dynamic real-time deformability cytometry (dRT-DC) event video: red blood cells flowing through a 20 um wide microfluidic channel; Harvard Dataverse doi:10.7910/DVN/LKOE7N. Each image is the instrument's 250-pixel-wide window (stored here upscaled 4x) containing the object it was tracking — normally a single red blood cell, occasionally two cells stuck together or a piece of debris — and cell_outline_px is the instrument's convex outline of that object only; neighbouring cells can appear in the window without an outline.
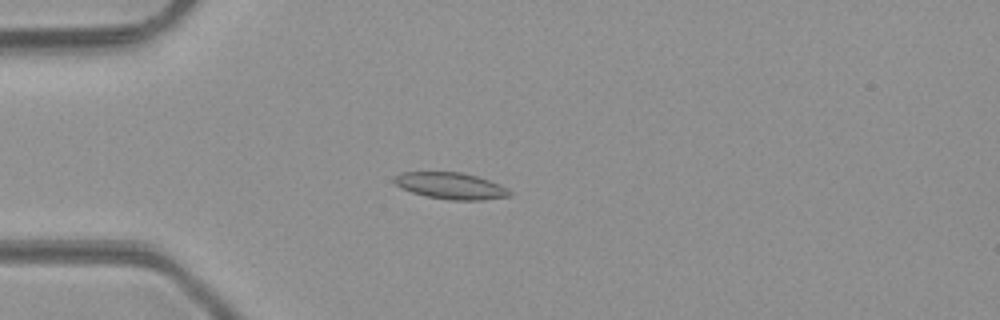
{"species": "common noctule bat (a hibernating species)", "species_latin": "Nyctalus noctula", "temperature_condition": "room temperature", "stored_images_in_passage": 48, "camera_frame_rate_fps": 3000, "um_per_image_px": 0.085, "animal": {"sex": "male", "body_mass_g": 23.1, "forearm_length_mm": 52.7}, "frame": {"image": 1, "passage_image": 13, "time_ms": 4.0, "image_size_px": [1000, 320], "cell_outline_px": [[512, 196], [480, 200], [448, 200], [428, 196], [412, 192], [400, 188], [392, 180], [392, 176], [400, 172], [460, 172], [476, 176], [500, 184], [508, 188], [512, 192]], "centroid_in_image_um": [38.3, 15.79], "position_along_channel_um": 46.7, "area_um2": 17.98}}
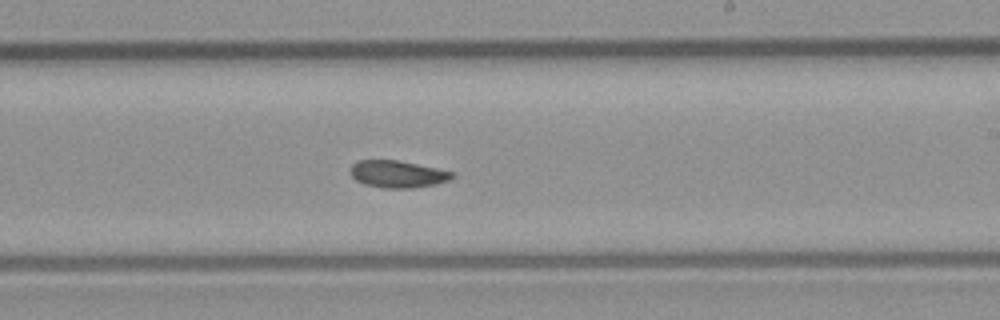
{"frame": {"image": 2, "passage_image": 29, "time_ms": 9.333, "image_size_px": [1000, 320], "cell_outline_px": [[456, 176], [448, 180], [436, 184], [412, 188], [384, 188], [364, 184], [356, 180], [352, 176], [348, 168], [356, 160], [396, 160], [436, 168], [452, 172]], "centroid_in_image_um": [33.75, 14.79], "position_along_channel_um": 255.3, "area_um2": 16.07}}
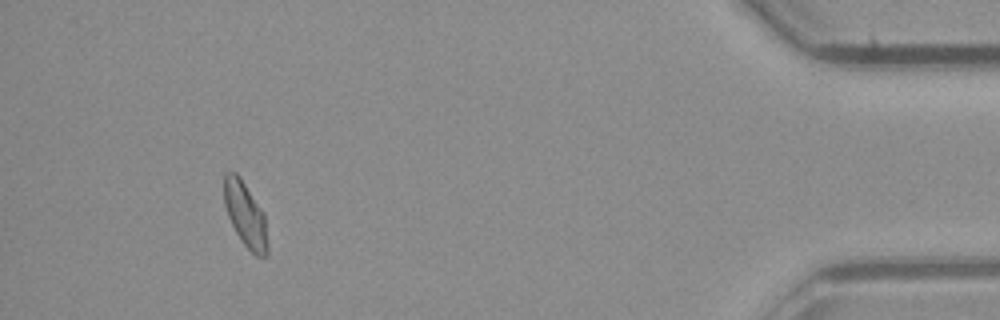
{"frame": {"image": 3, "passage_image": 45, "time_ms": 14.667, "image_size_px": [1000, 320], "cell_outline_px": [[268, 252], [264, 256], [256, 256], [244, 244], [236, 232], [228, 216], [224, 204], [224, 172], [236, 172], [240, 176], [264, 212], [268, 244]], "centroid_in_image_um": [20.86, 18.21], "position_along_channel_um": 414.3, "area_um2": 16.42}, "authors_computed_cell_mechanics": {"area_um2": 16.7042, "velocity_mm_per_s": 4.2394, "shape_relaxation_time_tau1_ms": 5.1893, "shape_relaxation_time_tau2_ms": null, "deformation_change_tau1": 0.1086, "deformation_change_tau2": null}}